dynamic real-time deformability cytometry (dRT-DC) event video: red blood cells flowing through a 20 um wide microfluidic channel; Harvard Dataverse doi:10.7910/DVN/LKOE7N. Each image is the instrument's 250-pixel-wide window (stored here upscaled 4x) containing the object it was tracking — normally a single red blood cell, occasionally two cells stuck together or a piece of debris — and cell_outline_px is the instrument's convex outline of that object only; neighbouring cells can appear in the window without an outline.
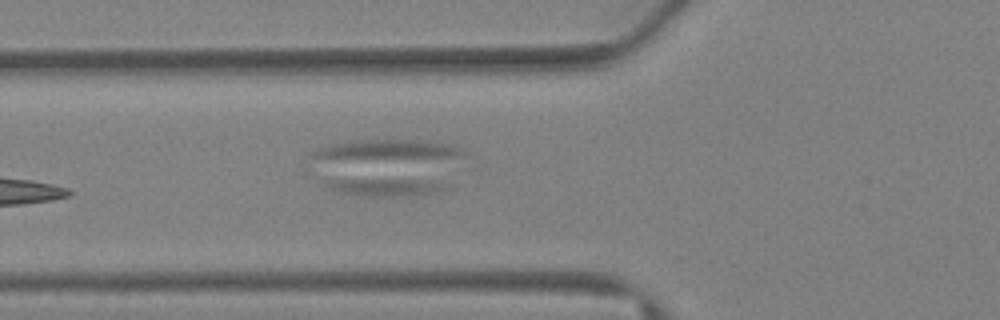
{"species": "Egyptian fruit bat (a non-hibernating species)", "species_latin": "Rousettus aegyptiacus", "temperature_condition": "warm", "stored_images_in_passage": 31, "camera_frame_rate_fps": 3000, "um_per_image_px": 0.085, "animal": {"sex": "female"}, "frame": {"image": 1, "passage_image": 7, "time_ms": 2.0, "image_size_px": [1000, 320], "cell_outline_px": [[456, 188], [440, 192], [416, 196], [372, 196], [344, 192], [332, 188], [324, 184], [324, 180], [436, 180], [448, 184]], "centroid_in_image_um": [33.09, 15.91], "position_along_channel_um": 92.7, "area_um2": 12.2}}
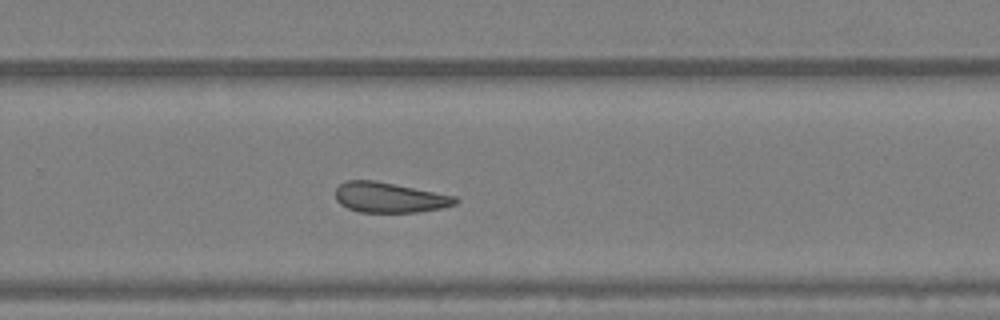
{"frame": {"image": 2, "passage_image": 17, "time_ms": 5.333, "image_size_px": [1000, 320], "cell_outline_px": [[460, 200], [456, 204], [440, 208], [420, 212], [360, 212], [348, 208], [340, 204], [336, 200], [336, 188], [344, 180], [372, 180], [456, 196]], "centroid_in_image_um": [33.09, 16.79], "position_along_channel_um": 296.7, "area_um2": 20.98}}
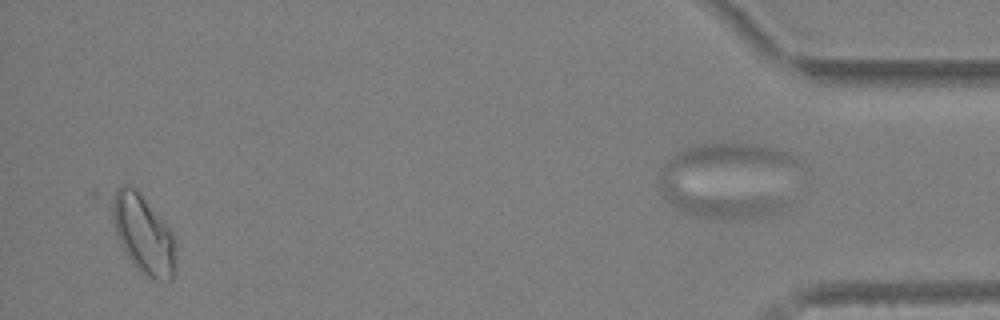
{"frame": {"image": 3, "passage_image": 29, "time_ms": 9.333, "image_size_px": [1000, 320], "cell_outline_px": [[176, 268], [172, 280], [152, 280], [136, 268], [120, 244], [104, 196], [108, 192], [124, 184], [132, 184], [136, 188], [172, 232], [176, 244]], "centroid_in_image_um": [12.1, 19.82], "position_along_channel_um": 423.1, "area_um2": 30.23}}